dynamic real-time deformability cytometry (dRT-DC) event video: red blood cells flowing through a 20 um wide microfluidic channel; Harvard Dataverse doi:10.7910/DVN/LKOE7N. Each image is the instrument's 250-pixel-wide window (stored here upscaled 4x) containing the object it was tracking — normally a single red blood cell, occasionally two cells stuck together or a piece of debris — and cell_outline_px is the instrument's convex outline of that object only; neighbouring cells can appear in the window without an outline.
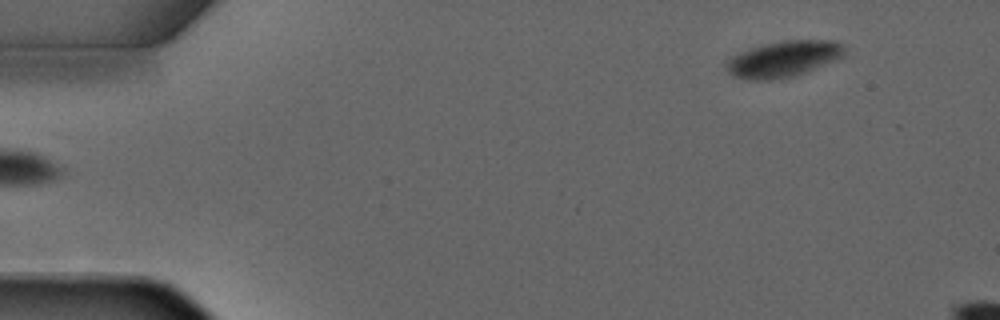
{"species": "common noctule bat (a hibernating species)", "species_latin": "Nyctalus noctula", "temperature_condition": "warm", "stored_images_in_passage": 5, "segment_of_instrument_passage": [2, 2], "camera_frame_rate_fps": 3000, "um_per_image_px": 0.085, "animal": {"sex": "male", "forearm_length_mm": 52.5}, "frame": {"image": 1, "passage_image": 5, "time_ms": 4.667, "image_size_px": [1000, 320], "cell_outline_px": [[844, 56], [804, 72], [792, 76], [772, 80], [748, 80], [736, 76], [728, 72], [724, 68], [724, 64], [728, 56], [748, 48], [764, 44], [784, 40], [836, 40], [844, 44]], "centroid_in_image_um": [66.53, 4.99], "position_along_channel_um": 18.5, "area_um2": 25.03}}